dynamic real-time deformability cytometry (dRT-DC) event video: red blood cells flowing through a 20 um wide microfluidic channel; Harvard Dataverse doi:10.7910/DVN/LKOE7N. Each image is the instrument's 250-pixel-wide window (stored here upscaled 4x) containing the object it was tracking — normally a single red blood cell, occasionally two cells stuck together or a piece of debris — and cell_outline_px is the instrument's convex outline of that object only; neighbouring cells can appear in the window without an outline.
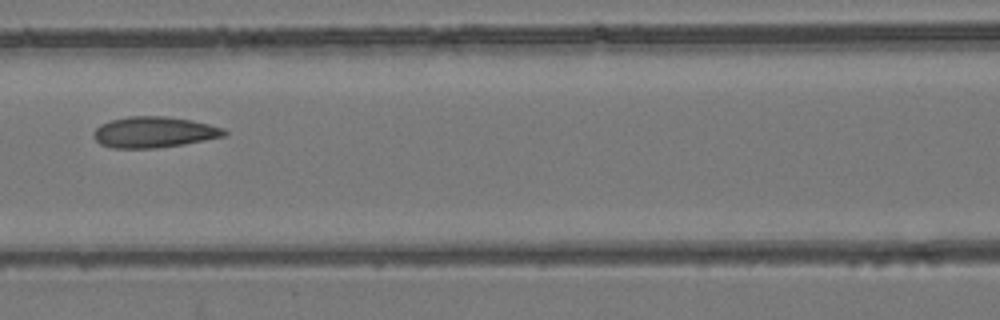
{"species": "common noctule bat (a hibernating species)", "species_latin": "Nyctalus noctula", "temperature_condition": "room temperature", "stored_images_in_passage": 8, "camera_frame_rate_fps": 3000, "um_per_image_px": 0.085, "animal": {"sex": "female", "body_mass_g": 24.6, "forearm_length_mm": 56.2}, "frame": {"image": 1, "passage_image": 7, "time_ms": 2.0, "image_size_px": [1000, 320], "cell_outline_px": [[228, 132], [224, 136], [184, 144], [156, 148], [112, 148], [100, 144], [92, 136], [92, 132], [100, 124], [112, 120], [128, 116], [168, 116], [192, 120], [224, 128]], "centroid_in_image_um": [13.07, 11.23], "position_along_channel_um": 153.5, "area_um2": 23.64}}
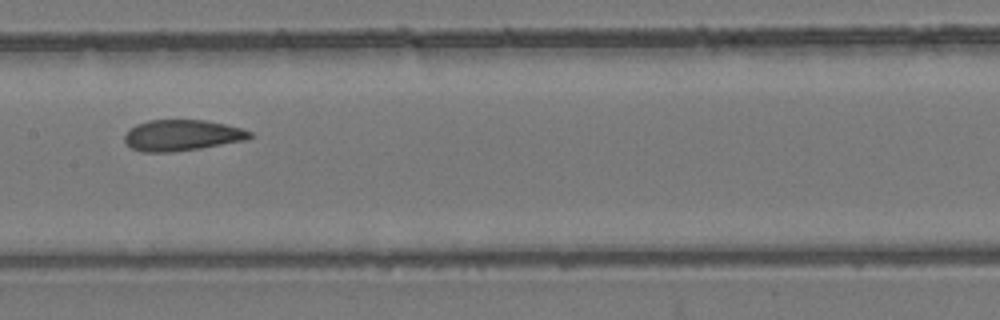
{"frame": {"image": 2, "passage_image": 8, "time_ms": 2.333, "image_size_px": [1000, 320], "cell_outline_px": [[252, 136], [248, 140], [200, 148], [172, 152], [140, 152], [132, 148], [124, 140], [124, 136], [136, 124], [148, 120], [204, 120], [224, 124], [240, 128], [252, 132]], "centroid_in_image_um": [15.48, 11.5], "position_along_channel_um": 191.9, "area_um2": 22.54}}